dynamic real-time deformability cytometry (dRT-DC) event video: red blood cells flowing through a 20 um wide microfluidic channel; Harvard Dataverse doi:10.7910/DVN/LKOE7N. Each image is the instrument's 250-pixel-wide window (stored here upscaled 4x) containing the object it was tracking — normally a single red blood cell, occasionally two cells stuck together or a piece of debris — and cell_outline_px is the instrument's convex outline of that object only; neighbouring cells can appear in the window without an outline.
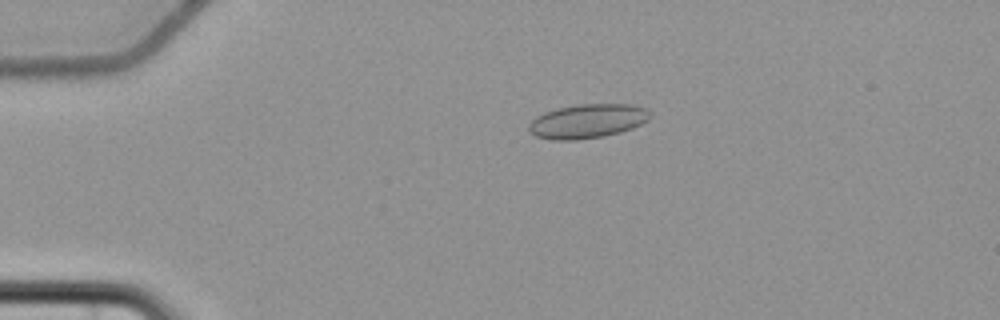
{"species": "common noctule bat (a hibernating species)", "species_latin": "Nyctalus noctula", "temperature_condition": "cold", "stored_images_in_passage": 3, "camera_frame_rate_fps": 3000, "um_per_image_px": 0.085, "animal": {"sex": "female", "body_mass_g": 22.7, "forearm_length_mm": 54.2}, "frame": {"image": 1, "passage_image": 1, "time_ms": 0.0, "image_size_px": [1000, 320], "cell_outline_px": [[652, 116], [648, 120], [632, 128], [620, 132], [604, 136], [576, 140], [552, 140], [536, 136], [528, 128], [528, 124], [536, 116], [544, 112], [556, 108], [576, 104], [632, 104], [648, 108], [652, 112]], "centroid_in_image_um": [49.96, 10.28], "position_along_channel_um": 35.0, "area_um2": 24.39}}
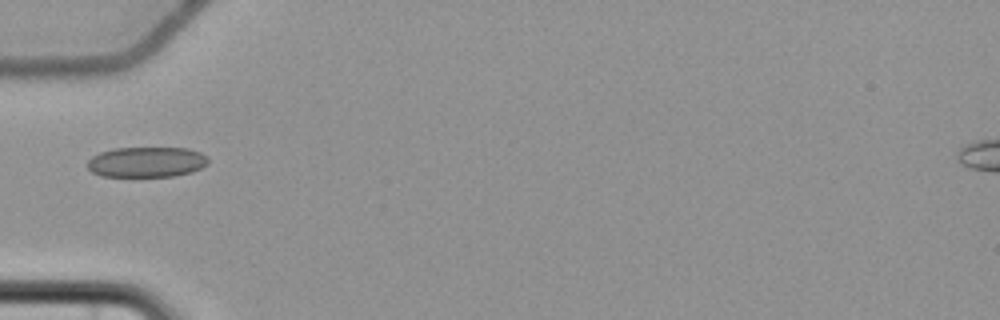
{"frame": {"image": 2, "passage_image": 3, "time_ms": 2.333, "image_size_px": [1000, 320], "cell_outline_px": [[208, 164], [192, 172], [172, 176], [100, 176], [92, 172], [88, 168], [88, 160], [92, 156], [100, 152], [112, 148], [188, 148], [200, 152], [208, 156]], "centroid_in_image_um": [12.46, 13.76], "position_along_channel_um": 72.5, "area_um2": 21.44}}